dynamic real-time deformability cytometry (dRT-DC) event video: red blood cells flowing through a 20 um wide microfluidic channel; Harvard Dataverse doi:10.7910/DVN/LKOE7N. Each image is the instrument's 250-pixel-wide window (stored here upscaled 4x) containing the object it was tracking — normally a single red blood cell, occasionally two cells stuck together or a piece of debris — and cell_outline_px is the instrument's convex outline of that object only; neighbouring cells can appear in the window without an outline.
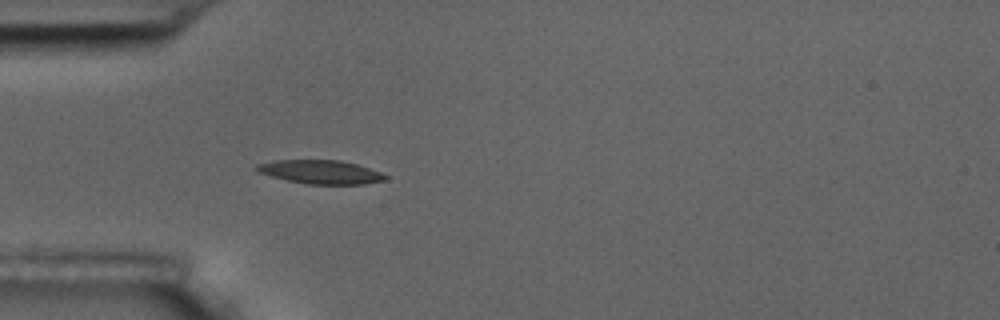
{"species": "common noctule bat (a hibernating species)", "species_latin": "Nyctalus noctula", "temperature_condition": "room temperature", "stored_images_in_passage": 40, "camera_frame_rate_fps": 3000, "um_per_image_px": 0.085, "animal": {"sex": "male", "body_mass_g": 17.5, "forearm_length_mm": 52.3}, "frame": {"image": 1, "passage_image": 1, "time_ms": 0.0, "image_size_px": [1000, 320], "cell_outline_px": [[388, 176], [384, 180], [364, 184], [308, 184], [288, 180], [272, 176], [260, 172], [256, 168], [256, 164], [272, 160], [340, 160], [356, 164], [380, 172]], "centroid_in_image_um": [27.25, 14.61], "position_along_channel_um": 57.7, "area_um2": 17.51}}
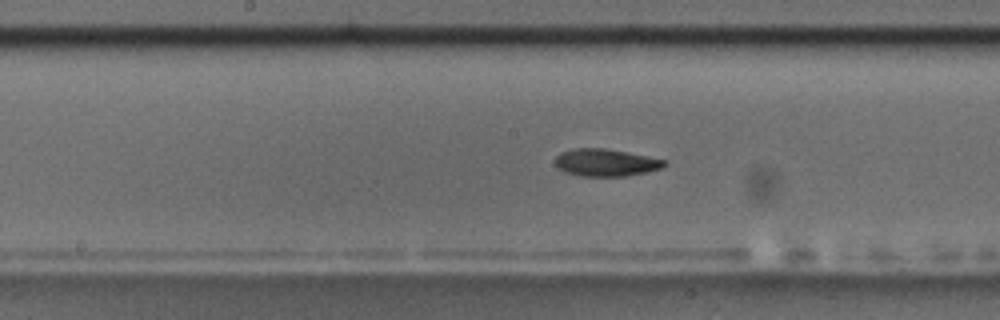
{"frame": {"image": 2, "passage_image": 13, "time_ms": 4.0, "image_size_px": [1000, 320], "cell_outline_px": [[668, 164], [664, 168], [648, 172], [624, 176], [580, 176], [564, 172], [556, 168], [556, 156], [560, 152], [572, 148], [604, 148], [628, 152], [668, 160]], "centroid_in_image_um": [51.52, 13.82], "position_along_channel_um": 196.7, "area_um2": 17.74}}
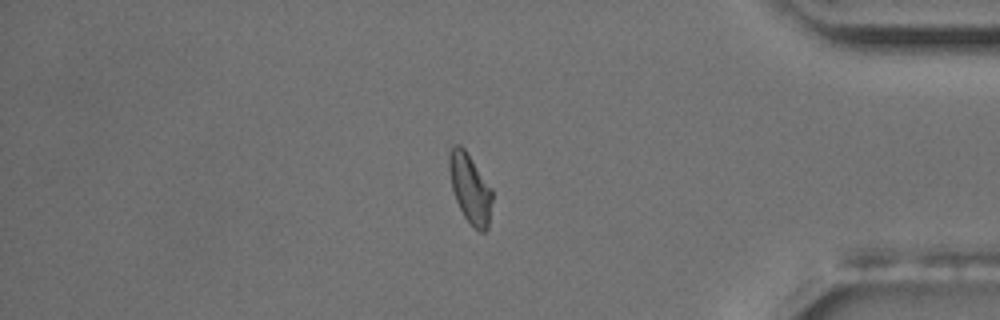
{"frame": {"image": 3, "passage_image": 32, "time_ms": 10.333, "image_size_px": [1000, 320], "cell_outline_px": [[492, 200], [488, 228], [484, 232], [480, 232], [472, 228], [464, 216], [456, 200], [452, 188], [448, 168], [448, 156], [452, 144], [460, 144], [464, 148], [492, 188]], "centroid_in_image_um": [39.95, 16.02], "position_along_channel_um": 395.3, "area_um2": 17.57}, "authors_computed_cell_mechanics": {"area_um2": 17.5423, "velocity_mm_per_s": 3.591, "shape_relaxation_time_tau1_ms": 6.9035, "shape_relaxation_time_tau2_ms": null, "deformation_change_tau1": 0.1774, "deformation_change_tau2": null}}